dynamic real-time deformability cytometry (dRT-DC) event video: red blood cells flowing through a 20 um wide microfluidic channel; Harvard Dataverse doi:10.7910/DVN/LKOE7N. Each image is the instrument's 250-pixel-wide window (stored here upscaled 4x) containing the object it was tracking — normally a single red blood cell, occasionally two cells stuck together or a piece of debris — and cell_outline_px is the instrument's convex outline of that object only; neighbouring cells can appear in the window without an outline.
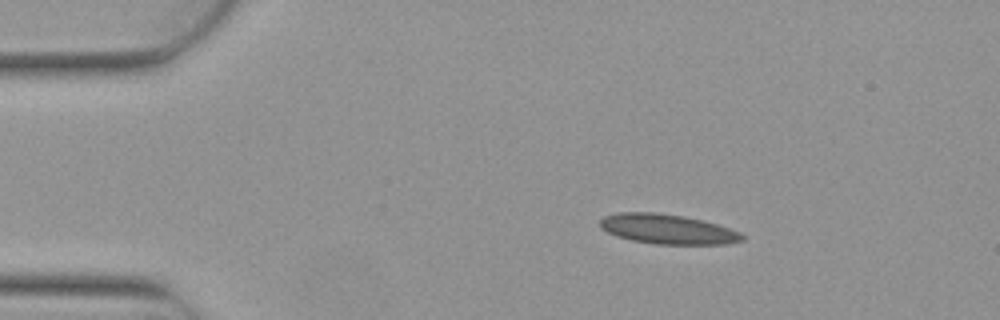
{"species": "Egyptian fruit bat (a non-hibernating species)", "species_latin": "Rousettus aegyptiacus", "temperature_condition": "warm", "stored_images_in_passage": 2, "camera_frame_rate_fps": 3000, "um_per_image_px": 0.085, "animal": {"sex": "female"}, "frame": {"image": 1, "passage_image": 1, "time_ms": 0.0, "image_size_px": [1000, 320], "cell_outline_px": [[744, 240], [724, 244], [656, 244], [632, 240], [616, 236], [600, 228], [600, 220], [604, 216], [616, 212], [656, 212], [684, 216], [704, 220], [740, 232], [744, 236]], "centroid_in_image_um": [56.71, 19.46], "position_along_channel_um": 28.3, "area_um2": 24.68}}